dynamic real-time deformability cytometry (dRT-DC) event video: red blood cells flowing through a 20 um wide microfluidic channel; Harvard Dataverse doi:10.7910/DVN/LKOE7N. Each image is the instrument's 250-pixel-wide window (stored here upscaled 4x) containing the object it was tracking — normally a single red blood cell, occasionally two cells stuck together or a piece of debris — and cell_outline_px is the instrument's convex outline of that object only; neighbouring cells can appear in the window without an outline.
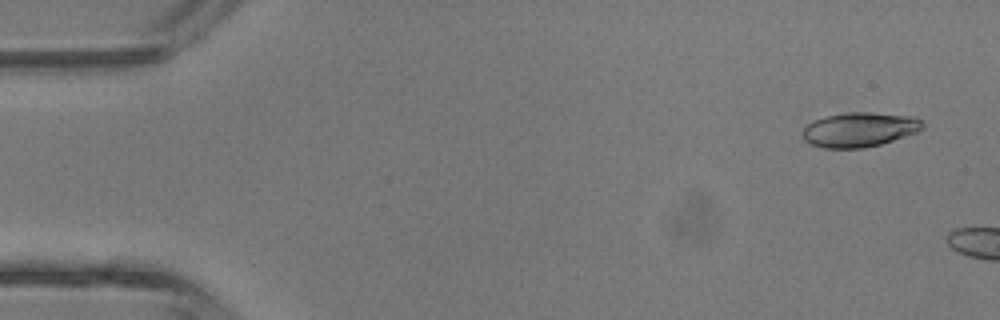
{"species": "common noctule bat (a hibernating species)", "species_latin": "Nyctalus noctula", "temperature_condition": "room temperature", "stored_images_in_passage": 5, "camera_frame_rate_fps": 3000, "um_per_image_px": 0.085, "animal": {"sex": "male", "body_mass_g": 13.3}, "frame": {"image": 1, "passage_image": 2, "time_ms": 0.333, "image_size_px": [1000, 320], "cell_outline_px": [[924, 128], [916, 132], [880, 144], [864, 148], [824, 148], [812, 144], [804, 140], [800, 136], [800, 132], [808, 124], [816, 120], [828, 116], [844, 112], [872, 112], [916, 116], [924, 120]], "centroid_in_image_um": [73.07, 11.0], "position_along_channel_um": 11.9, "area_um2": 24.33}}